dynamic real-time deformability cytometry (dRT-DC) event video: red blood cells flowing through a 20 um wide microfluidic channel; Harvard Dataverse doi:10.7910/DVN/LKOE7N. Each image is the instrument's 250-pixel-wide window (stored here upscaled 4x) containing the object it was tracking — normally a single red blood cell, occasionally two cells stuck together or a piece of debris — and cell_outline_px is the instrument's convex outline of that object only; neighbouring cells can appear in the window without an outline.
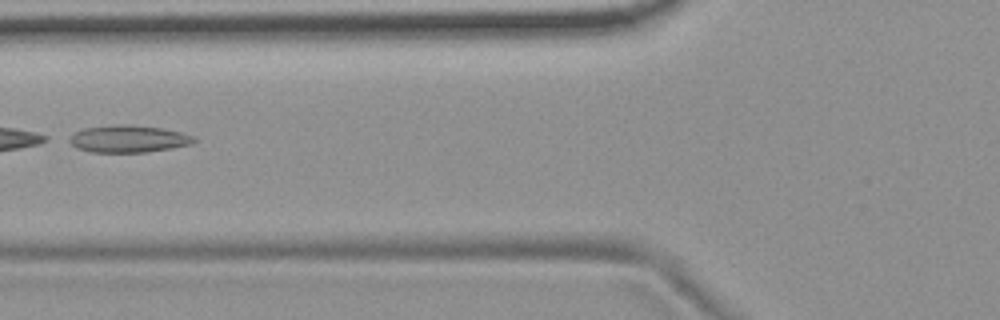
{"species": "common noctule bat (a hibernating species)", "species_latin": "Nyctalus noctula", "temperature_condition": "room temperature", "stored_images_in_passage": 7, "segment_of_instrument_passage": [2, 2], "camera_frame_rate_fps": 3000, "um_per_image_px": 0.085, "animal": {"sex": "female", "body_mass_g": 19.9}, "frame": {"image": 1, "passage_image": 4, "time_ms": 3.667, "image_size_px": [1000, 320], "cell_outline_px": [[196, 140], [192, 144], [172, 148], [148, 152], [92, 152], [76, 148], [64, 140], [76, 132], [84, 128], [124, 124], [128, 124], [160, 128], [180, 132], [196, 136]], "centroid_in_image_um": [10.9, 11.81], "position_along_channel_um": 114.9, "area_um2": 19.83}}
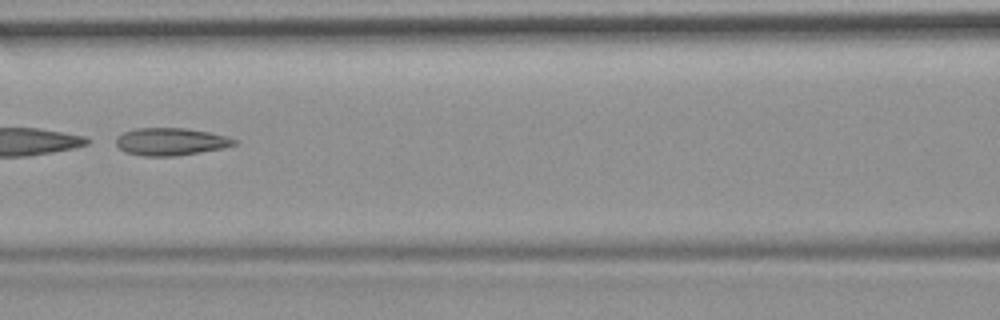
{"frame": {"image": 2, "passage_image": 5, "time_ms": 4.667, "image_size_px": [1000, 320], "cell_outline_px": [[236, 144], [224, 148], [176, 156], [144, 156], [124, 152], [116, 144], [116, 136], [124, 132], [136, 128], [184, 128], [208, 132], [224, 136], [236, 140]], "centroid_in_image_um": [14.47, 12.04], "position_along_channel_um": 152.1, "area_um2": 18.84}}